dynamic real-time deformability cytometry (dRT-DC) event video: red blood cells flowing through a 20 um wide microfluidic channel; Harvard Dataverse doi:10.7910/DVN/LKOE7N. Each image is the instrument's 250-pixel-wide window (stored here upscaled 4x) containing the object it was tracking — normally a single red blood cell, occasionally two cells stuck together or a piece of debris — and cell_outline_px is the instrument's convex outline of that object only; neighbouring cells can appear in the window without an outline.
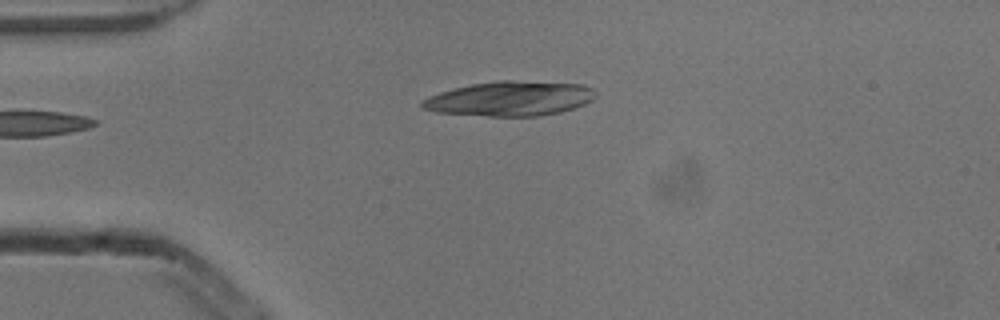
{"species": "common noctule bat (a hibernating species)", "species_latin": "Nyctalus noctula", "temperature_condition": "cold", "stored_images_in_passage": 3, "camera_frame_rate_fps": 3000, "um_per_image_px": 0.085, "animal": {"sex": "male", "body_mass_g": 13.3}, "frame": {"image": 1, "passage_image": 1, "time_ms": 0.0, "image_size_px": [1000, 320], "cell_outline_px": [[596, 96], [592, 100], [584, 104], [560, 112], [540, 116], [488, 116], [436, 112], [420, 108], [420, 104], [428, 96], [452, 88], [472, 84], [496, 80], [512, 80], [584, 84], [592, 88], [596, 92]], "centroid_in_image_um": [43.34, 8.37], "position_along_channel_um": 41.7, "area_um2": 35.2}}